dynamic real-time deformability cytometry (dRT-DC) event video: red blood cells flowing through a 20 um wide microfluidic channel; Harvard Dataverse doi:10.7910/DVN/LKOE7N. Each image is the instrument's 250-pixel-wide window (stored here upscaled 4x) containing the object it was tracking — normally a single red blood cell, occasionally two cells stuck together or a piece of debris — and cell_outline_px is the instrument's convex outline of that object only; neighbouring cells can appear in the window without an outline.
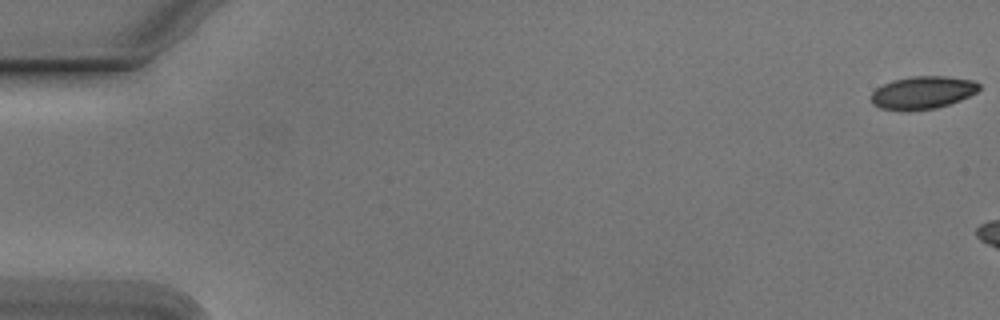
{"species": "Egyptian fruit bat (a non-hibernating species)", "species_latin": "Rousettus aegyptiacus", "temperature_condition": "cold", "stored_images_in_passage": 17, "camera_frame_rate_fps": 3000, "um_per_image_px": 0.085, "animal": {"sex": "male"}, "frame": {"image": 1, "passage_image": 1, "time_ms": 0.0, "image_size_px": [1000, 320], "cell_outline_px": [[980, 88], [976, 92], [960, 100], [936, 108], [880, 108], [872, 104], [872, 92], [876, 88], [892, 80], [908, 76], [948, 76], [972, 80], [980, 84]], "centroid_in_image_um": [78.45, 7.82], "position_along_channel_um": 6.6, "area_um2": 20.0}}